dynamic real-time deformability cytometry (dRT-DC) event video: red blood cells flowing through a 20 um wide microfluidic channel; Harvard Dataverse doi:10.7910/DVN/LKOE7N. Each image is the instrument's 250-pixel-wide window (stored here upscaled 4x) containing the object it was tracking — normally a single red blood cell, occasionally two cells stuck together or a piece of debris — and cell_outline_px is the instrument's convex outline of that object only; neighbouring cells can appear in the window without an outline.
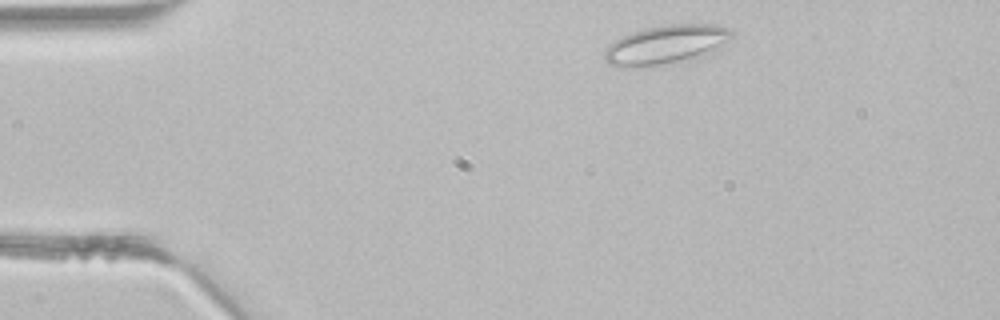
{"species": "common noctule bat (a hibernating species)", "species_latin": "Nyctalus noctula", "temperature_condition": "room temperature", "stored_images_in_passage": 3, "camera_frame_rate_fps": 3000, "um_per_image_px": 0.085, "animal": {"sex": "male", "body_mass_g": 21.5, "forearm_length_mm": 52.0}, "frame": {"image": 1, "passage_image": 1, "time_ms": 0.0, "image_size_px": [1000, 320], "cell_outline_px": [[732, 36], [728, 40], [712, 52], [704, 56], [660, 64], [608, 64], [604, 60], [604, 52], [608, 44], [632, 32], [644, 28], [664, 24], [712, 24], [732, 28]], "centroid_in_image_um": [56.67, 3.73], "position_along_channel_um": 28.3, "area_um2": 28.03}}